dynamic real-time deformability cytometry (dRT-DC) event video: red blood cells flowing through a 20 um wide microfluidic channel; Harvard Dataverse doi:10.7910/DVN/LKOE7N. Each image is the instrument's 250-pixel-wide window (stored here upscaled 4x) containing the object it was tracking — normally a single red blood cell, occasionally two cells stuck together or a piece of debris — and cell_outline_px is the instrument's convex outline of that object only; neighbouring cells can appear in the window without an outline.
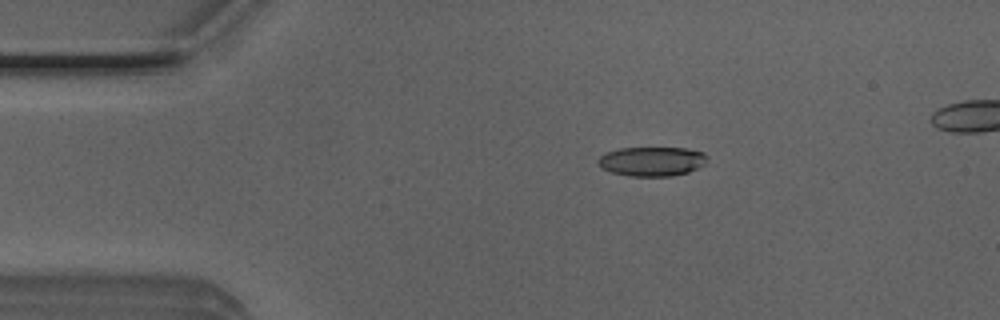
{"species": "Egyptian fruit bat (a non-hibernating species)", "species_latin": "Rousettus aegyptiacus", "temperature_condition": "room temperature", "stored_images_in_passage": 40, "camera_frame_rate_fps": 3000, "um_per_image_px": 0.085, "animal": {"sex": "male"}, "frame": {"image": 1, "passage_image": 1, "time_ms": 0.0, "image_size_px": [1000, 320], "cell_outline_px": [[708, 156], [704, 164], [688, 172], [672, 176], [628, 176], [612, 172], [600, 168], [596, 160], [604, 152], [620, 148], [688, 148], [704, 152]], "centroid_in_image_um": [55.38, 13.71], "position_along_channel_um": 29.6, "area_um2": 18.84}}
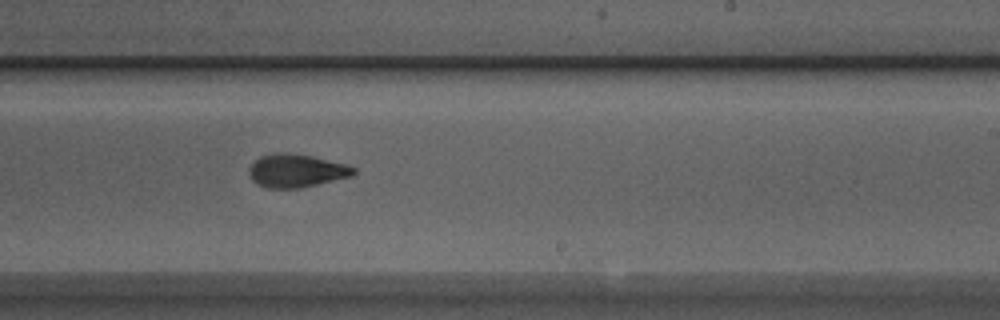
{"frame": {"image": 2, "passage_image": 22, "time_ms": 7.0, "image_size_px": [1000, 320], "cell_outline_px": [[356, 172], [352, 176], [300, 188], [268, 188], [256, 184], [252, 180], [248, 172], [248, 168], [260, 156], [272, 152], [284, 152], [312, 156], [344, 164], [356, 168]], "centroid_in_image_um": [25.15, 14.51], "position_along_channel_um": 263.8, "area_um2": 20.23}}
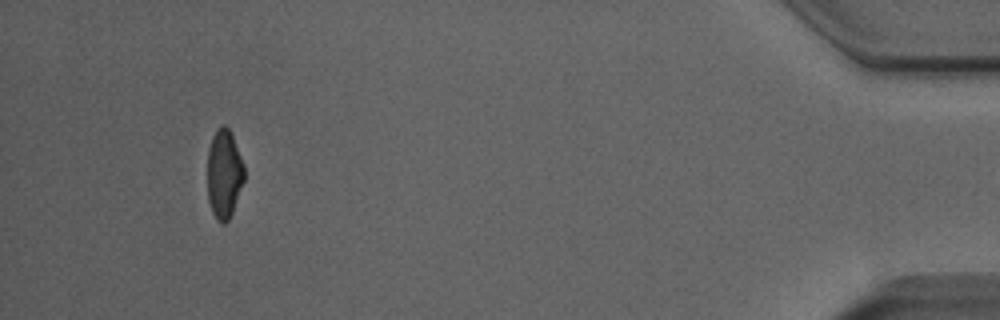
{"frame": {"image": 3, "passage_image": 39, "time_ms": 12.667, "image_size_px": [1000, 320], "cell_outline_px": [[244, 180], [232, 212], [228, 220], [224, 224], [220, 224], [216, 220], [212, 212], [208, 200], [208, 148], [212, 136], [216, 128], [224, 124], [228, 128], [232, 136], [244, 164]], "centroid_in_image_um": [19.03, 14.79], "position_along_channel_um": 416.2, "area_um2": 19.07}}